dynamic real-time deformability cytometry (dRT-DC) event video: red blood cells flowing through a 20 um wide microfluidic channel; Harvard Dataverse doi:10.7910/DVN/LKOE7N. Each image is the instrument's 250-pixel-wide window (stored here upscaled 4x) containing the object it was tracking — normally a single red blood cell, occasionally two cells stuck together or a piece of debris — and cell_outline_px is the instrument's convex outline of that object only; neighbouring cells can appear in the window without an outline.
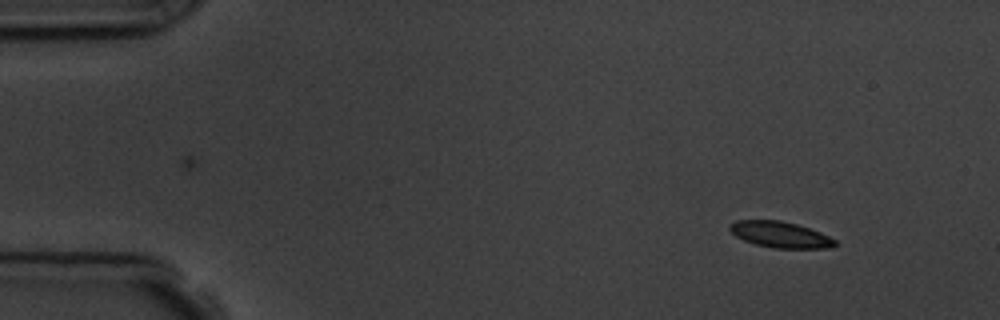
{"species": "common noctule bat (a hibernating species)", "species_latin": "Nyctalus noctula", "temperature_condition": "room temperature", "stored_images_in_passage": 3, "camera_frame_rate_fps": 3000, "um_per_image_px": 0.085, "animal": {"sex": "male", "body_mass_g": 19.5, "forearm_length_mm": 54.6}, "frame": {"image": 1, "passage_image": 1, "time_ms": 0.0, "image_size_px": [1000, 320], "cell_outline_px": [[836, 244], [832, 248], [772, 248], [756, 244], [744, 240], [736, 236], [728, 228], [736, 220], [780, 220], [796, 224], [820, 232], [836, 240]], "centroid_in_image_um": [66.33, 19.94], "position_along_channel_um": 18.7, "area_um2": 15.84}}
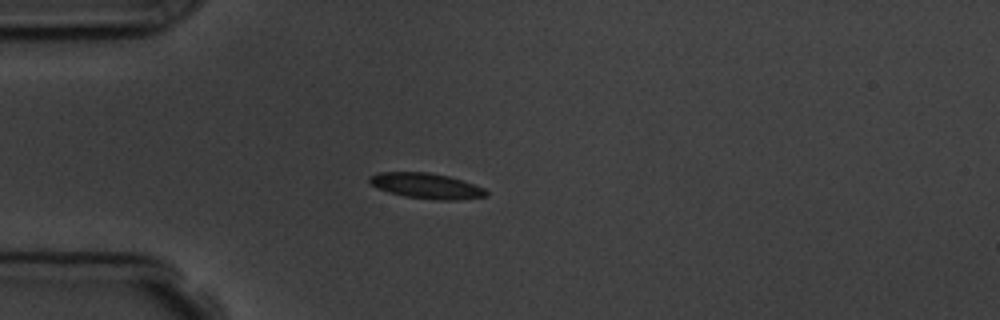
{"frame": {"image": 2, "passage_image": 3, "time_ms": 3.0, "image_size_px": [1000, 320], "cell_outline_px": [[488, 196], [460, 200], [436, 200], [404, 196], [388, 192], [372, 184], [368, 180], [368, 176], [380, 172], [428, 172], [448, 176], [484, 188], [488, 192]], "centroid_in_image_um": [36.25, 15.8], "position_along_channel_um": 48.7, "area_um2": 17.22}}